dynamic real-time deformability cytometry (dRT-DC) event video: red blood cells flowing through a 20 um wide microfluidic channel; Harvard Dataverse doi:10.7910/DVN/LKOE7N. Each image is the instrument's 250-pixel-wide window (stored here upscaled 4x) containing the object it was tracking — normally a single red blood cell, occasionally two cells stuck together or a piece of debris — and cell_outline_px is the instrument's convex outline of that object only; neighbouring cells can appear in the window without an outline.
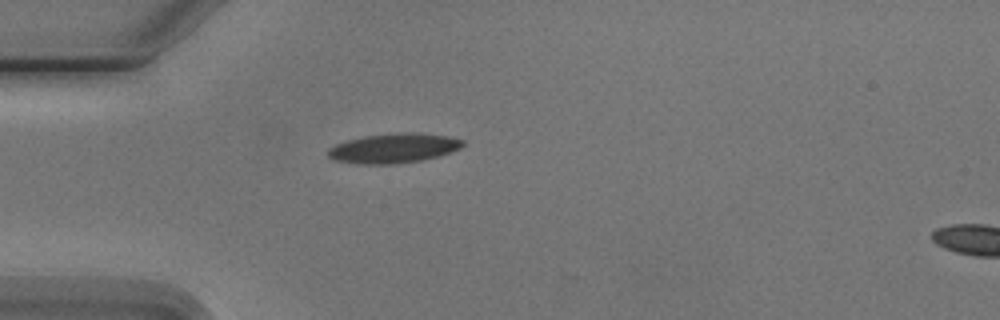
{"species": "Egyptian fruit bat (a non-hibernating species)", "species_latin": "Rousettus aegyptiacus", "temperature_condition": "cold", "stored_images_in_passage": 6, "camera_frame_rate_fps": 3000, "um_per_image_px": 0.085, "animal": {"sex": "male"}, "frame": {"image": 1, "passage_image": 6, "time_ms": 5.667, "image_size_px": [1000, 320], "cell_outline_px": [[464, 144], [460, 148], [440, 156], [424, 160], [392, 164], [360, 164], [336, 160], [328, 156], [328, 148], [336, 144], [348, 140], [364, 136], [444, 136], [464, 140]], "centroid_in_image_um": [33.4, 12.67], "position_along_channel_um": 51.6, "area_um2": 21.79}}